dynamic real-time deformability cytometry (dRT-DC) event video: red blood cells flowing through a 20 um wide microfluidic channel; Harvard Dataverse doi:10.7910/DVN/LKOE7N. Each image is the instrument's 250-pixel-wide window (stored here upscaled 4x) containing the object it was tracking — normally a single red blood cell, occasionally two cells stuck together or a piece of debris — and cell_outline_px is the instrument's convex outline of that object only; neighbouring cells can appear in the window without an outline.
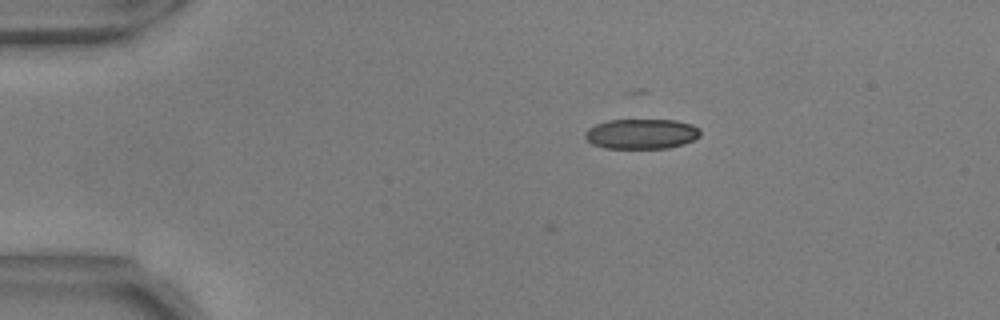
{"species": "common noctule bat (a hibernating species)", "species_latin": "Nyctalus noctula", "temperature_condition": "warm", "stored_images_in_passage": 3, "camera_frame_rate_fps": 3000, "um_per_image_px": 0.085, "animal": {"sex": "male", "body_mass_g": 17.9, "forearm_length_mm": 54.2}, "frame": {"image": 1, "passage_image": 3, "time_ms": 0.667, "image_size_px": [1000, 320], "cell_outline_px": [[700, 136], [684, 144], [668, 148], [604, 148], [592, 144], [584, 136], [584, 132], [588, 128], [596, 124], [608, 120], [676, 120], [692, 124], [700, 128]], "centroid_in_image_um": [54.52, 11.38], "position_along_channel_um": 30.5, "area_um2": 20.29}}